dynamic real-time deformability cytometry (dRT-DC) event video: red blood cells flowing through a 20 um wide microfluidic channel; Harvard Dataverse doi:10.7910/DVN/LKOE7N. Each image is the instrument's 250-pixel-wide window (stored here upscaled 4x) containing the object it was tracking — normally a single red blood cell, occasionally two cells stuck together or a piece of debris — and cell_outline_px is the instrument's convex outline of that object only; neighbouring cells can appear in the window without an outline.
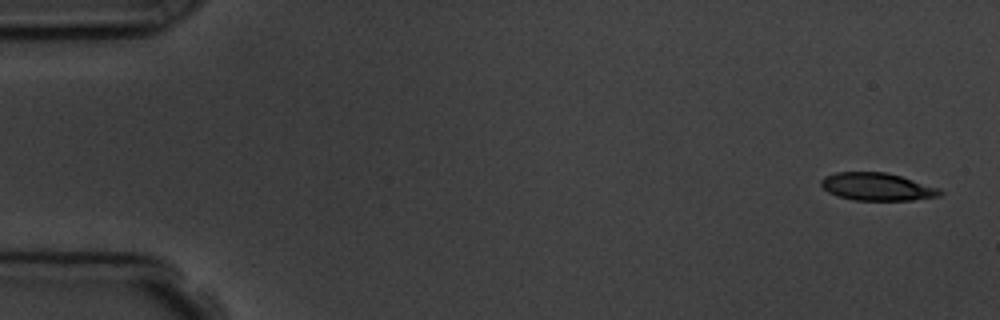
{"species": "common noctule bat (a hibernating species)", "species_latin": "Nyctalus noctula", "temperature_condition": "room temperature", "stored_images_in_passage": 4, "camera_frame_rate_fps": 3000, "um_per_image_px": 0.085, "animal": {"sex": "male", "body_mass_g": 19.5, "forearm_length_mm": 54.6}, "frame": {"image": 1, "passage_image": 1, "time_ms": 0.0, "image_size_px": [1000, 320], "cell_outline_px": [[944, 192], [940, 196], [912, 200], [852, 200], [836, 196], [828, 192], [820, 184], [820, 180], [824, 176], [836, 172], [884, 172], [900, 176], [940, 188]], "centroid_in_image_um": [74.54, 15.88], "position_along_channel_um": 10.5, "area_um2": 19.25}}
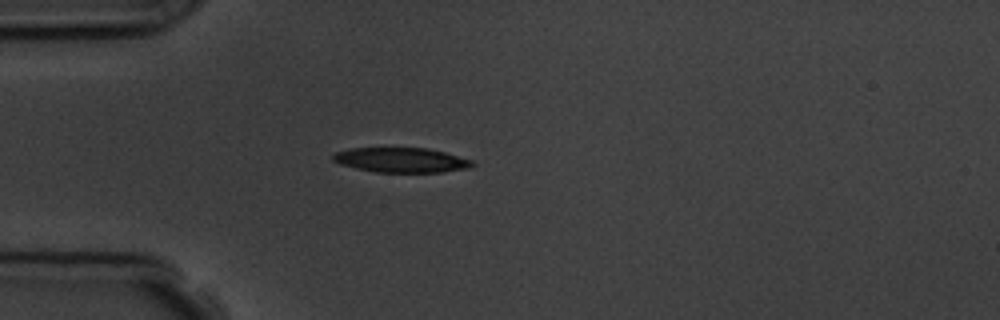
{"frame": {"image": 2, "passage_image": 4, "time_ms": 4.333, "image_size_px": [1000, 320], "cell_outline_px": [[476, 164], [468, 168], [444, 172], [376, 172], [356, 168], [340, 164], [332, 160], [332, 156], [336, 152], [352, 148], [428, 148], [444, 152], [472, 160]], "centroid_in_image_um": [34.11, 13.6], "position_along_channel_um": 50.9, "area_um2": 20.06}}